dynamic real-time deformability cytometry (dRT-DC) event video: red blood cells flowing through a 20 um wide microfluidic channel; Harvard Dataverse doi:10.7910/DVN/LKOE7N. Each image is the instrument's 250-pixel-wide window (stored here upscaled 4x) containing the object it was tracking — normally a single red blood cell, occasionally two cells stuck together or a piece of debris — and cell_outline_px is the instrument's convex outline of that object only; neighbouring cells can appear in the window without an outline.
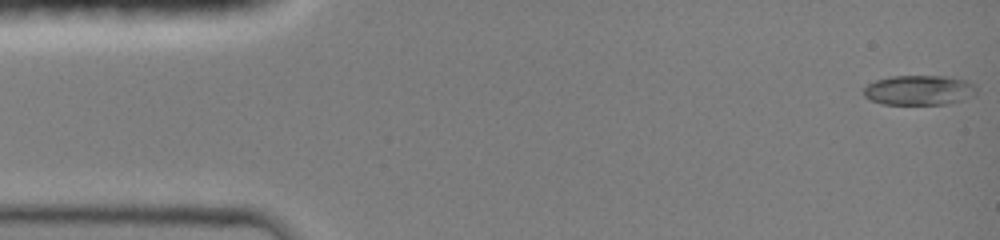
{"species": "common noctule bat (a hibernating species)", "species_latin": "Nyctalus noctula", "temperature_condition": "room temperature", "stored_images_in_passage": 40, "camera_frame_rate_fps": 3000, "um_per_image_px": 0.085, "animal": {"sex": "female", "body_mass_g": 19.0, "forearm_length_mm": 51.5}, "frame": {"image": 1, "passage_image": 1, "time_ms": 0.0, "image_size_px": [1000, 240], "cell_outline_px": [[976, 96], [948, 104], [880, 104], [864, 96], [864, 88], [868, 84], [876, 80], [888, 76], [944, 76], [968, 80], [976, 88]], "centroid_in_image_um": [78.14, 7.66], "position_along_channel_um": 6.9, "area_um2": 19.77}}
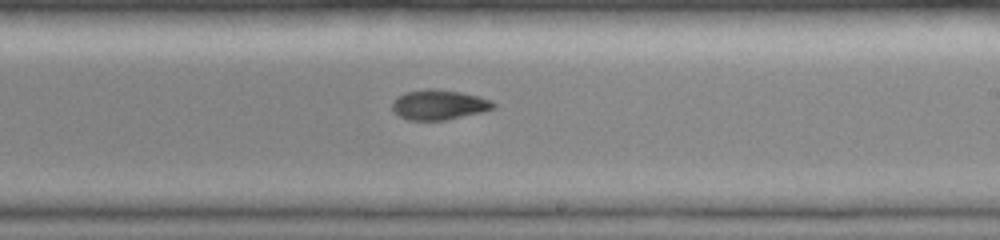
{"frame": {"image": 2, "passage_image": 27, "time_ms": 8.667, "image_size_px": [1000, 240], "cell_outline_px": [[496, 108], [480, 112], [444, 120], [408, 120], [400, 116], [392, 108], [392, 100], [396, 96], [404, 92], [428, 88], [432, 88], [460, 92], [492, 100], [496, 104]], "centroid_in_image_um": [37.28, 8.89], "position_along_channel_um": 251.7, "area_um2": 17.63}}
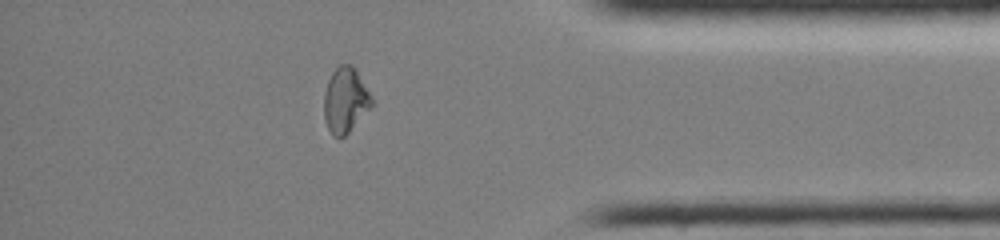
{"frame": {"image": 3, "passage_image": 39, "time_ms": 12.667, "image_size_px": [1000, 240], "cell_outline_px": [[372, 104], [348, 132], [340, 140], [332, 136], [324, 120], [324, 92], [328, 80], [332, 72], [340, 64], [352, 64], [356, 68], [372, 96]], "centroid_in_image_um": [29.33, 8.5], "position_along_channel_um": 405.9, "area_um2": 18.15}}